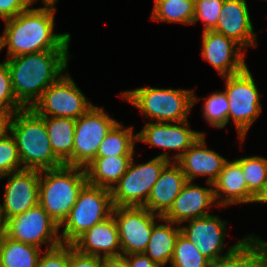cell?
Wrapping results in <instances>:
<instances>
[{
  "label": "cell",
  "instance_id": "obj_1",
  "mask_svg": "<svg viewBox=\"0 0 267 267\" xmlns=\"http://www.w3.org/2000/svg\"><path fill=\"white\" fill-rule=\"evenodd\" d=\"M54 6L29 8L4 20L2 47L8 58L42 51H68L71 35L54 33Z\"/></svg>",
  "mask_w": 267,
  "mask_h": 267
},
{
  "label": "cell",
  "instance_id": "obj_2",
  "mask_svg": "<svg viewBox=\"0 0 267 267\" xmlns=\"http://www.w3.org/2000/svg\"><path fill=\"white\" fill-rule=\"evenodd\" d=\"M68 51H42L6 60L13 92L23 108H32L42 93L67 69Z\"/></svg>",
  "mask_w": 267,
  "mask_h": 267
},
{
  "label": "cell",
  "instance_id": "obj_3",
  "mask_svg": "<svg viewBox=\"0 0 267 267\" xmlns=\"http://www.w3.org/2000/svg\"><path fill=\"white\" fill-rule=\"evenodd\" d=\"M9 133L16 141L23 169L42 171L64 165L51 148L44 117L32 108L12 115Z\"/></svg>",
  "mask_w": 267,
  "mask_h": 267
},
{
  "label": "cell",
  "instance_id": "obj_4",
  "mask_svg": "<svg viewBox=\"0 0 267 267\" xmlns=\"http://www.w3.org/2000/svg\"><path fill=\"white\" fill-rule=\"evenodd\" d=\"M86 183L83 167L62 165L40 171L39 204L59 227L67 219Z\"/></svg>",
  "mask_w": 267,
  "mask_h": 267
},
{
  "label": "cell",
  "instance_id": "obj_5",
  "mask_svg": "<svg viewBox=\"0 0 267 267\" xmlns=\"http://www.w3.org/2000/svg\"><path fill=\"white\" fill-rule=\"evenodd\" d=\"M121 97L156 122L186 121L192 106L198 102L192 90L141 87L124 91Z\"/></svg>",
  "mask_w": 267,
  "mask_h": 267
},
{
  "label": "cell",
  "instance_id": "obj_6",
  "mask_svg": "<svg viewBox=\"0 0 267 267\" xmlns=\"http://www.w3.org/2000/svg\"><path fill=\"white\" fill-rule=\"evenodd\" d=\"M111 190L86 183L71 208L60 235L62 244H72L85 231L112 215Z\"/></svg>",
  "mask_w": 267,
  "mask_h": 267
},
{
  "label": "cell",
  "instance_id": "obj_7",
  "mask_svg": "<svg viewBox=\"0 0 267 267\" xmlns=\"http://www.w3.org/2000/svg\"><path fill=\"white\" fill-rule=\"evenodd\" d=\"M134 161L132 158L127 171L116 183L117 186L111 189L114 207H143L161 171L171 159L164 152L144 164L138 165Z\"/></svg>",
  "mask_w": 267,
  "mask_h": 267
},
{
  "label": "cell",
  "instance_id": "obj_8",
  "mask_svg": "<svg viewBox=\"0 0 267 267\" xmlns=\"http://www.w3.org/2000/svg\"><path fill=\"white\" fill-rule=\"evenodd\" d=\"M222 78L226 80L225 93L229 103L228 122L233 119L242 142L262 111L260 94L248 66L242 72Z\"/></svg>",
  "mask_w": 267,
  "mask_h": 267
},
{
  "label": "cell",
  "instance_id": "obj_9",
  "mask_svg": "<svg viewBox=\"0 0 267 267\" xmlns=\"http://www.w3.org/2000/svg\"><path fill=\"white\" fill-rule=\"evenodd\" d=\"M116 123L103 108L93 105L76 119L72 157L64 165L86 167L96 158L99 145Z\"/></svg>",
  "mask_w": 267,
  "mask_h": 267
},
{
  "label": "cell",
  "instance_id": "obj_10",
  "mask_svg": "<svg viewBox=\"0 0 267 267\" xmlns=\"http://www.w3.org/2000/svg\"><path fill=\"white\" fill-rule=\"evenodd\" d=\"M92 106L66 72V75H61L42 93L32 109L42 117H65L76 120Z\"/></svg>",
  "mask_w": 267,
  "mask_h": 267
},
{
  "label": "cell",
  "instance_id": "obj_11",
  "mask_svg": "<svg viewBox=\"0 0 267 267\" xmlns=\"http://www.w3.org/2000/svg\"><path fill=\"white\" fill-rule=\"evenodd\" d=\"M59 228L40 204L4 223L7 237L38 248L48 243L46 250L62 244Z\"/></svg>",
  "mask_w": 267,
  "mask_h": 267
},
{
  "label": "cell",
  "instance_id": "obj_12",
  "mask_svg": "<svg viewBox=\"0 0 267 267\" xmlns=\"http://www.w3.org/2000/svg\"><path fill=\"white\" fill-rule=\"evenodd\" d=\"M112 215L116 221L121 255L144 253L157 220L162 216L150 212L145 207H113Z\"/></svg>",
  "mask_w": 267,
  "mask_h": 267
},
{
  "label": "cell",
  "instance_id": "obj_13",
  "mask_svg": "<svg viewBox=\"0 0 267 267\" xmlns=\"http://www.w3.org/2000/svg\"><path fill=\"white\" fill-rule=\"evenodd\" d=\"M3 204H0V217L4 223L39 204L40 171L23 169L6 174Z\"/></svg>",
  "mask_w": 267,
  "mask_h": 267
},
{
  "label": "cell",
  "instance_id": "obj_14",
  "mask_svg": "<svg viewBox=\"0 0 267 267\" xmlns=\"http://www.w3.org/2000/svg\"><path fill=\"white\" fill-rule=\"evenodd\" d=\"M187 226L180 227L181 233L193 242L200 253L210 262L230 254L245 238L229 247L226 254L221 255L226 235L227 221L220 220L216 215H207L188 221Z\"/></svg>",
  "mask_w": 267,
  "mask_h": 267
},
{
  "label": "cell",
  "instance_id": "obj_15",
  "mask_svg": "<svg viewBox=\"0 0 267 267\" xmlns=\"http://www.w3.org/2000/svg\"><path fill=\"white\" fill-rule=\"evenodd\" d=\"M188 120L171 124V122H150L138 132L137 141L150 144V146L164 149L182 150L171 158L176 162L189 149L197 139L204 134L189 129Z\"/></svg>",
  "mask_w": 267,
  "mask_h": 267
},
{
  "label": "cell",
  "instance_id": "obj_16",
  "mask_svg": "<svg viewBox=\"0 0 267 267\" xmlns=\"http://www.w3.org/2000/svg\"><path fill=\"white\" fill-rule=\"evenodd\" d=\"M202 36L201 55L222 77L237 74L247 67L243 48L233 39L213 30L203 31Z\"/></svg>",
  "mask_w": 267,
  "mask_h": 267
},
{
  "label": "cell",
  "instance_id": "obj_17",
  "mask_svg": "<svg viewBox=\"0 0 267 267\" xmlns=\"http://www.w3.org/2000/svg\"><path fill=\"white\" fill-rule=\"evenodd\" d=\"M192 183L187 181L184 184L172 206L162 216L164 220L179 226L182 222L210 215L206 208L210 209L216 201L213 184L209 183L210 188H204Z\"/></svg>",
  "mask_w": 267,
  "mask_h": 267
},
{
  "label": "cell",
  "instance_id": "obj_18",
  "mask_svg": "<svg viewBox=\"0 0 267 267\" xmlns=\"http://www.w3.org/2000/svg\"><path fill=\"white\" fill-rule=\"evenodd\" d=\"M246 0H224L218 23L213 31L233 39L242 48L256 47L257 39Z\"/></svg>",
  "mask_w": 267,
  "mask_h": 267
},
{
  "label": "cell",
  "instance_id": "obj_19",
  "mask_svg": "<svg viewBox=\"0 0 267 267\" xmlns=\"http://www.w3.org/2000/svg\"><path fill=\"white\" fill-rule=\"evenodd\" d=\"M72 245L78 252L85 255L120 256L121 246L118 228L113 215L85 231Z\"/></svg>",
  "mask_w": 267,
  "mask_h": 267
},
{
  "label": "cell",
  "instance_id": "obj_20",
  "mask_svg": "<svg viewBox=\"0 0 267 267\" xmlns=\"http://www.w3.org/2000/svg\"><path fill=\"white\" fill-rule=\"evenodd\" d=\"M204 136L205 134H202L176 163L181 167L187 181H193L199 175H207L209 184L217 179L226 159L215 151L207 149Z\"/></svg>",
  "mask_w": 267,
  "mask_h": 267
},
{
  "label": "cell",
  "instance_id": "obj_21",
  "mask_svg": "<svg viewBox=\"0 0 267 267\" xmlns=\"http://www.w3.org/2000/svg\"><path fill=\"white\" fill-rule=\"evenodd\" d=\"M186 182L187 179L181 167L176 162H169L161 171L143 207L163 216L172 206Z\"/></svg>",
  "mask_w": 267,
  "mask_h": 267
},
{
  "label": "cell",
  "instance_id": "obj_22",
  "mask_svg": "<svg viewBox=\"0 0 267 267\" xmlns=\"http://www.w3.org/2000/svg\"><path fill=\"white\" fill-rule=\"evenodd\" d=\"M212 184L215 200L220 199L217 206L225 207L236 203L252 202L253 195L247 189L239 158L231 162L226 160L220 174ZM223 195L224 197H221Z\"/></svg>",
  "mask_w": 267,
  "mask_h": 267
},
{
  "label": "cell",
  "instance_id": "obj_23",
  "mask_svg": "<svg viewBox=\"0 0 267 267\" xmlns=\"http://www.w3.org/2000/svg\"><path fill=\"white\" fill-rule=\"evenodd\" d=\"M133 156L96 157L84 167L87 183L111 190L127 171Z\"/></svg>",
  "mask_w": 267,
  "mask_h": 267
},
{
  "label": "cell",
  "instance_id": "obj_24",
  "mask_svg": "<svg viewBox=\"0 0 267 267\" xmlns=\"http://www.w3.org/2000/svg\"><path fill=\"white\" fill-rule=\"evenodd\" d=\"M162 222L166 224L155 223L150 235V240L144 254H146L153 262L160 264L162 267L166 266L168 262L171 263L175 244L179 233V227L173 226V223L161 218ZM173 227H172V226Z\"/></svg>",
  "mask_w": 267,
  "mask_h": 267
},
{
  "label": "cell",
  "instance_id": "obj_25",
  "mask_svg": "<svg viewBox=\"0 0 267 267\" xmlns=\"http://www.w3.org/2000/svg\"><path fill=\"white\" fill-rule=\"evenodd\" d=\"M51 148L65 164L72 157L76 120L65 117H44Z\"/></svg>",
  "mask_w": 267,
  "mask_h": 267
},
{
  "label": "cell",
  "instance_id": "obj_26",
  "mask_svg": "<svg viewBox=\"0 0 267 267\" xmlns=\"http://www.w3.org/2000/svg\"><path fill=\"white\" fill-rule=\"evenodd\" d=\"M41 248L7 237L0 241V267H37Z\"/></svg>",
  "mask_w": 267,
  "mask_h": 267
},
{
  "label": "cell",
  "instance_id": "obj_27",
  "mask_svg": "<svg viewBox=\"0 0 267 267\" xmlns=\"http://www.w3.org/2000/svg\"><path fill=\"white\" fill-rule=\"evenodd\" d=\"M249 235L228 255L216 263L220 267H255L257 261L267 252L264 240Z\"/></svg>",
  "mask_w": 267,
  "mask_h": 267
},
{
  "label": "cell",
  "instance_id": "obj_28",
  "mask_svg": "<svg viewBox=\"0 0 267 267\" xmlns=\"http://www.w3.org/2000/svg\"><path fill=\"white\" fill-rule=\"evenodd\" d=\"M124 125L117 122L107 133L99 145L96 157L134 155L137 135L133 134V128H124Z\"/></svg>",
  "mask_w": 267,
  "mask_h": 267
},
{
  "label": "cell",
  "instance_id": "obj_29",
  "mask_svg": "<svg viewBox=\"0 0 267 267\" xmlns=\"http://www.w3.org/2000/svg\"><path fill=\"white\" fill-rule=\"evenodd\" d=\"M194 0L154 2L151 19L163 22L193 24Z\"/></svg>",
  "mask_w": 267,
  "mask_h": 267
},
{
  "label": "cell",
  "instance_id": "obj_30",
  "mask_svg": "<svg viewBox=\"0 0 267 267\" xmlns=\"http://www.w3.org/2000/svg\"><path fill=\"white\" fill-rule=\"evenodd\" d=\"M210 263L197 246L180 232L171 259L172 267H208Z\"/></svg>",
  "mask_w": 267,
  "mask_h": 267
},
{
  "label": "cell",
  "instance_id": "obj_31",
  "mask_svg": "<svg viewBox=\"0 0 267 267\" xmlns=\"http://www.w3.org/2000/svg\"><path fill=\"white\" fill-rule=\"evenodd\" d=\"M248 191L254 196L255 193L267 181V158L250 156L240 158Z\"/></svg>",
  "mask_w": 267,
  "mask_h": 267
},
{
  "label": "cell",
  "instance_id": "obj_32",
  "mask_svg": "<svg viewBox=\"0 0 267 267\" xmlns=\"http://www.w3.org/2000/svg\"><path fill=\"white\" fill-rule=\"evenodd\" d=\"M229 103L225 91L211 93L203 104V115L216 128H224L228 123Z\"/></svg>",
  "mask_w": 267,
  "mask_h": 267
},
{
  "label": "cell",
  "instance_id": "obj_33",
  "mask_svg": "<svg viewBox=\"0 0 267 267\" xmlns=\"http://www.w3.org/2000/svg\"><path fill=\"white\" fill-rule=\"evenodd\" d=\"M21 170H23V167L16 141L8 133L4 138L0 139V177Z\"/></svg>",
  "mask_w": 267,
  "mask_h": 267
},
{
  "label": "cell",
  "instance_id": "obj_34",
  "mask_svg": "<svg viewBox=\"0 0 267 267\" xmlns=\"http://www.w3.org/2000/svg\"><path fill=\"white\" fill-rule=\"evenodd\" d=\"M224 0H194L193 24L198 20L204 24V31L213 30L221 13Z\"/></svg>",
  "mask_w": 267,
  "mask_h": 267
},
{
  "label": "cell",
  "instance_id": "obj_35",
  "mask_svg": "<svg viewBox=\"0 0 267 267\" xmlns=\"http://www.w3.org/2000/svg\"><path fill=\"white\" fill-rule=\"evenodd\" d=\"M23 107L18 103L12 88L11 74L6 61L0 63V110L14 114Z\"/></svg>",
  "mask_w": 267,
  "mask_h": 267
},
{
  "label": "cell",
  "instance_id": "obj_36",
  "mask_svg": "<svg viewBox=\"0 0 267 267\" xmlns=\"http://www.w3.org/2000/svg\"><path fill=\"white\" fill-rule=\"evenodd\" d=\"M69 244H60L48 249L39 258L37 267H68Z\"/></svg>",
  "mask_w": 267,
  "mask_h": 267
},
{
  "label": "cell",
  "instance_id": "obj_37",
  "mask_svg": "<svg viewBox=\"0 0 267 267\" xmlns=\"http://www.w3.org/2000/svg\"><path fill=\"white\" fill-rule=\"evenodd\" d=\"M36 0H0V18L3 20L13 18L29 9Z\"/></svg>",
  "mask_w": 267,
  "mask_h": 267
},
{
  "label": "cell",
  "instance_id": "obj_38",
  "mask_svg": "<svg viewBox=\"0 0 267 267\" xmlns=\"http://www.w3.org/2000/svg\"><path fill=\"white\" fill-rule=\"evenodd\" d=\"M68 267H102V257L82 254L69 244Z\"/></svg>",
  "mask_w": 267,
  "mask_h": 267
},
{
  "label": "cell",
  "instance_id": "obj_39",
  "mask_svg": "<svg viewBox=\"0 0 267 267\" xmlns=\"http://www.w3.org/2000/svg\"><path fill=\"white\" fill-rule=\"evenodd\" d=\"M126 256H128L126 258L129 267H162L160 264L153 262L144 253H132Z\"/></svg>",
  "mask_w": 267,
  "mask_h": 267
},
{
  "label": "cell",
  "instance_id": "obj_40",
  "mask_svg": "<svg viewBox=\"0 0 267 267\" xmlns=\"http://www.w3.org/2000/svg\"><path fill=\"white\" fill-rule=\"evenodd\" d=\"M102 267H129L126 256L102 257Z\"/></svg>",
  "mask_w": 267,
  "mask_h": 267
},
{
  "label": "cell",
  "instance_id": "obj_41",
  "mask_svg": "<svg viewBox=\"0 0 267 267\" xmlns=\"http://www.w3.org/2000/svg\"><path fill=\"white\" fill-rule=\"evenodd\" d=\"M12 113L0 110V139L4 138L10 132V122Z\"/></svg>",
  "mask_w": 267,
  "mask_h": 267
},
{
  "label": "cell",
  "instance_id": "obj_42",
  "mask_svg": "<svg viewBox=\"0 0 267 267\" xmlns=\"http://www.w3.org/2000/svg\"><path fill=\"white\" fill-rule=\"evenodd\" d=\"M252 202L267 203V181L263 186L255 193Z\"/></svg>",
  "mask_w": 267,
  "mask_h": 267
},
{
  "label": "cell",
  "instance_id": "obj_43",
  "mask_svg": "<svg viewBox=\"0 0 267 267\" xmlns=\"http://www.w3.org/2000/svg\"><path fill=\"white\" fill-rule=\"evenodd\" d=\"M255 267H267V252L257 261Z\"/></svg>",
  "mask_w": 267,
  "mask_h": 267
},
{
  "label": "cell",
  "instance_id": "obj_44",
  "mask_svg": "<svg viewBox=\"0 0 267 267\" xmlns=\"http://www.w3.org/2000/svg\"><path fill=\"white\" fill-rule=\"evenodd\" d=\"M4 234H5L4 221L0 217V241L2 240V237H3Z\"/></svg>",
  "mask_w": 267,
  "mask_h": 267
},
{
  "label": "cell",
  "instance_id": "obj_45",
  "mask_svg": "<svg viewBox=\"0 0 267 267\" xmlns=\"http://www.w3.org/2000/svg\"><path fill=\"white\" fill-rule=\"evenodd\" d=\"M58 0H42V3L45 6H54Z\"/></svg>",
  "mask_w": 267,
  "mask_h": 267
},
{
  "label": "cell",
  "instance_id": "obj_46",
  "mask_svg": "<svg viewBox=\"0 0 267 267\" xmlns=\"http://www.w3.org/2000/svg\"><path fill=\"white\" fill-rule=\"evenodd\" d=\"M208 267H220L216 262H211Z\"/></svg>",
  "mask_w": 267,
  "mask_h": 267
},
{
  "label": "cell",
  "instance_id": "obj_47",
  "mask_svg": "<svg viewBox=\"0 0 267 267\" xmlns=\"http://www.w3.org/2000/svg\"><path fill=\"white\" fill-rule=\"evenodd\" d=\"M166 1H171V0H155L154 2H166Z\"/></svg>",
  "mask_w": 267,
  "mask_h": 267
},
{
  "label": "cell",
  "instance_id": "obj_48",
  "mask_svg": "<svg viewBox=\"0 0 267 267\" xmlns=\"http://www.w3.org/2000/svg\"><path fill=\"white\" fill-rule=\"evenodd\" d=\"M2 48H3L2 47V36H0V51H1Z\"/></svg>",
  "mask_w": 267,
  "mask_h": 267
}]
</instances>
